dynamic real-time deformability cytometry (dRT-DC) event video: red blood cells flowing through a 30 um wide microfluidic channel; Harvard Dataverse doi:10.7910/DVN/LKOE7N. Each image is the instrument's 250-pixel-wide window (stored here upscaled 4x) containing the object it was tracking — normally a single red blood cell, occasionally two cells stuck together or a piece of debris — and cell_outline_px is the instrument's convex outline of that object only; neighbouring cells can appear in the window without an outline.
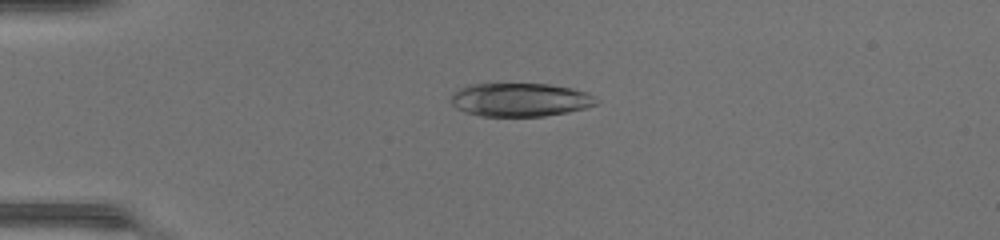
{"species": "common noctule bat (a hibernating species)", "species_latin": "Nyctalus noctula", "temperature_condition": "warm", "stored_images_in_passage": 48, "camera_frame_rate_fps": 3000, "um_per_image_px": 0.085, "animal": {"sex": "female", "body_mass_g": 17.0, "forearm_length_mm": 48.0}, "frame": {"image": 1, "passage_image": 13, "time_ms": 4.0, "image_size_px": [1000, 240], "cell_outline_px": [[600, 100], [596, 104], [584, 108], [568, 112], [544, 116], [480, 116], [464, 112], [456, 108], [452, 104], [452, 96], [460, 88], [468, 84], [548, 84], [572, 88], [588, 92], [596, 96]], "centroid_in_image_um": [44.25, 8.48], "position_along_channel_um": 40.7, "area_um2": 28.44}}
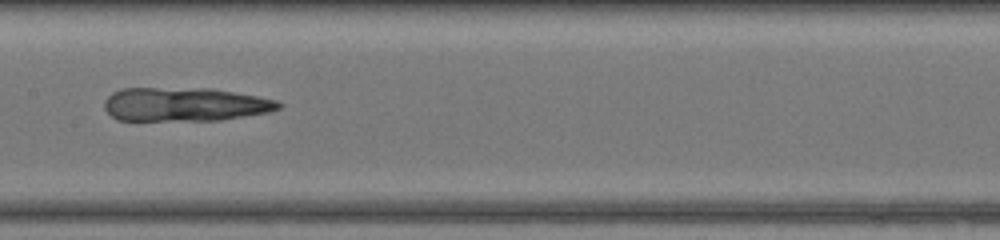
{"frame": {"image": 2, "passage_image": 26, "time_ms": 8.333, "image_size_px": [1000, 240], "cell_outline_px": [[284, 104], [280, 108], [268, 112], [220, 120], [116, 120], [104, 108], [104, 100], [112, 92], [124, 88], [212, 88], [256, 96], [276, 100]], "centroid_in_image_um": [15.69, 8.87], "position_along_channel_um": 191.7, "area_um2": 34.28}}
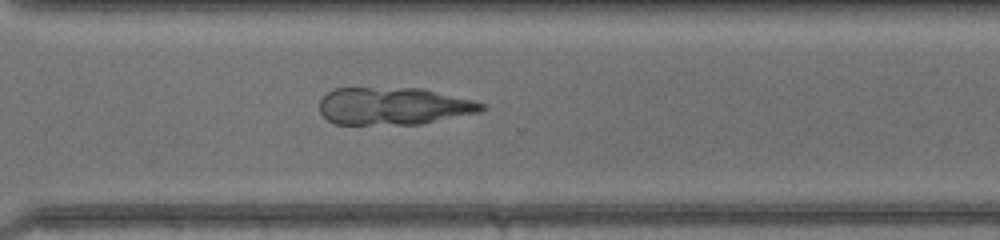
{"frame": {"image": 3, "passage_image": 36, "time_ms": 11.667, "image_size_px": [1000, 240], "cell_outline_px": [[488, 108], [480, 112], [420, 124], [336, 124], [328, 120], [320, 112], [320, 100], [328, 92], [336, 88], [424, 88], [472, 100], [484, 104]], "centroid_in_image_um": [33.47, 9.01], "position_along_channel_um": 337.1, "area_um2": 35.32}}